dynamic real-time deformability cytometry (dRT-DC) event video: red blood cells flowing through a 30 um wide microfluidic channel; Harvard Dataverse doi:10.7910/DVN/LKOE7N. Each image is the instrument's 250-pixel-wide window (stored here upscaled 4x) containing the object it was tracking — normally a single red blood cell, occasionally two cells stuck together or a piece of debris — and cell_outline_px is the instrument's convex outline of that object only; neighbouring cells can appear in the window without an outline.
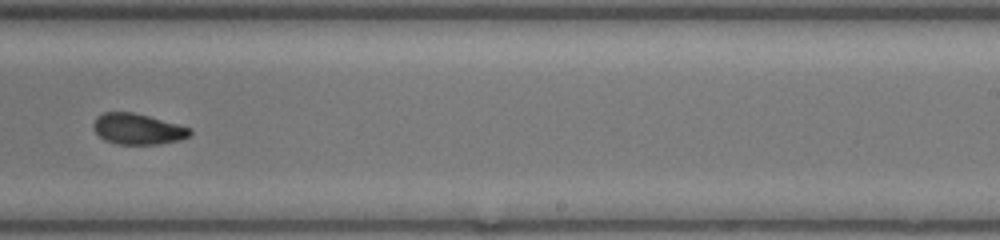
{"species": "common noctule bat (a hibernating species)", "species_latin": "Nyctalus noctula", "temperature_condition": "room temperature", "stored_images_in_passage": 34, "camera_frame_rate_fps": 3000, "um_per_image_px": 0.085, "animal": {"sex": "female", "body_mass_g": 17.0, "forearm_length_mm": 48.0}, "frame": {"image": 1, "passage_image": 20, "time_ms": 6.333, "image_size_px": [1000, 240], "cell_outline_px": [[192, 132], [188, 136], [180, 140], [160, 144], [116, 144], [104, 140], [92, 128], [92, 124], [96, 116], [104, 112], [132, 112], [148, 116], [192, 128]], "centroid_in_image_um": [11.68, 10.97], "position_along_channel_um": 277.3, "area_um2": 17.4}, "authors_computed_cell_mechanics": {"area_um2": 17.8024, "velocity_mm_per_s": 4.1631, "shape_relaxation_time_tau1_ms": 4.0746, "shape_relaxation_time_tau2_ms": 1.355, "deformation_change_tau1": 0.1484, "deformation_change_tau2": 0.0626}}